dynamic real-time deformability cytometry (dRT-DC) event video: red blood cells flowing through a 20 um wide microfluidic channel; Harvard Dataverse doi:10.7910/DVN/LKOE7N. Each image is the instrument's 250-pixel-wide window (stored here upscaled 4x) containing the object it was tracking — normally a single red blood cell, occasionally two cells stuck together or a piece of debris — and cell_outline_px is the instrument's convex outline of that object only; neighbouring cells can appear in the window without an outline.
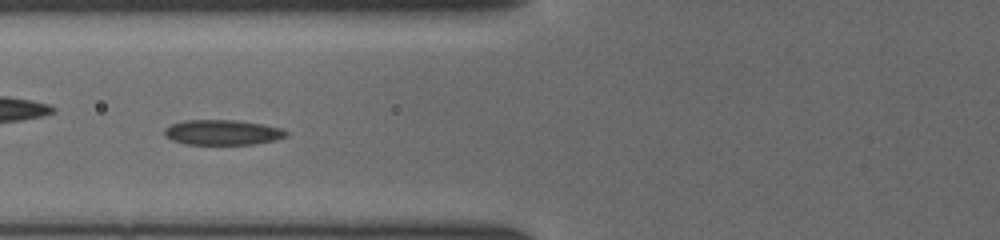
{"species": "common noctule bat (a hibernating species)", "species_latin": "Nyctalus noctula", "temperature_condition": "cold", "stored_images_in_passage": 43, "camera_frame_rate_fps": 3000, "um_per_image_px": 0.085, "animal": {"sex": "female", "body_mass_g": 19.5, "forearm_length_mm": 54.1}, "frame": {"image": 1, "passage_image": 14, "time_ms": 4.333, "image_size_px": [1000, 240], "cell_outline_px": [[288, 136], [276, 140], [256, 144], [184, 144], [172, 140], [164, 136], [164, 128], [172, 124], [184, 120], [236, 120], [264, 124], [280, 128], [288, 132]], "centroid_in_image_um": [18.92, 11.25], "position_along_channel_um": 106.9, "area_um2": 17.98}}
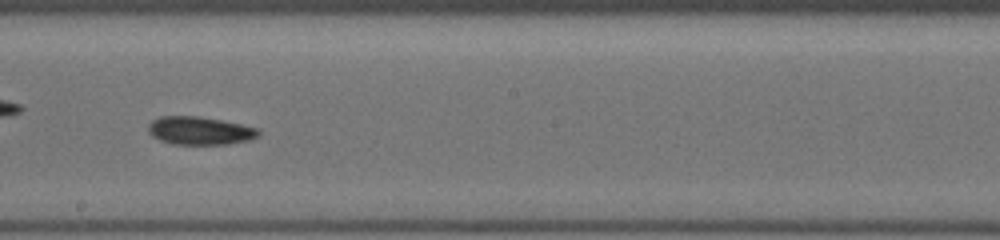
{"frame": {"image": 2, "passage_image": 23, "time_ms": 7.333, "image_size_px": [1000, 240], "cell_outline_px": [[260, 136], [248, 140], [228, 144], [172, 144], [160, 140], [152, 136], [148, 132], [148, 124], [152, 120], [160, 116], [200, 116], [260, 128]], "centroid_in_image_um": [16.98, 11.1], "position_along_channel_um": 231.2, "area_um2": 18.15}}
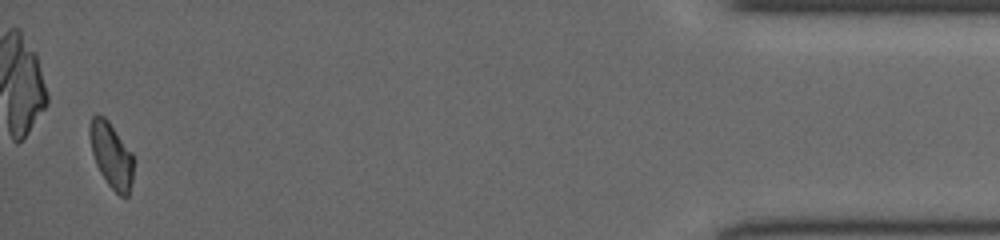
{"frame": {"image": 3, "passage_image": 42, "time_ms": 13.667, "image_size_px": [1000, 240], "cell_outline_px": [[132, 180], [128, 196], [120, 196], [108, 184], [100, 172], [96, 164], [92, 152], [88, 132], [88, 128], [92, 116], [96, 112], [104, 116], [108, 120], [132, 152]], "centroid_in_image_um": [9.43, 13.14], "position_along_channel_um": 425.8, "area_um2": 16.65}}